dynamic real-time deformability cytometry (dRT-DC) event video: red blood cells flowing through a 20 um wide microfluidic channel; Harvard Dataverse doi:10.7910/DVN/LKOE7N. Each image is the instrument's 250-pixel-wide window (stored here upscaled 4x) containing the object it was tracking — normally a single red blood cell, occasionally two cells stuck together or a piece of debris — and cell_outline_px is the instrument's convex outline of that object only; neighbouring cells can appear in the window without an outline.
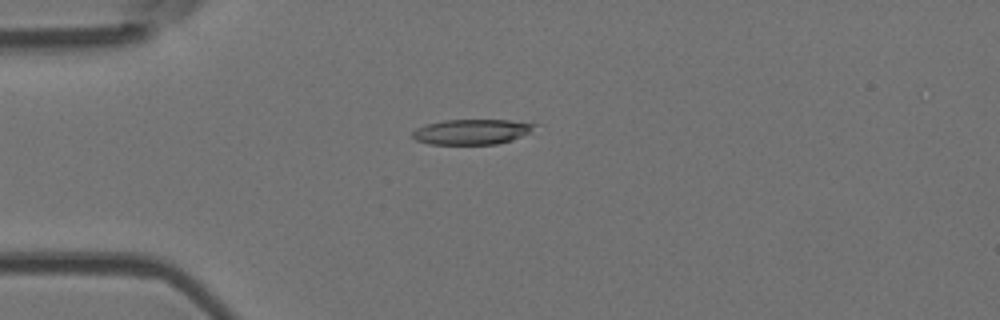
{"species": "Egyptian fruit bat (a non-hibernating species)", "species_latin": "Rousettus aegyptiacus", "temperature_condition": "room temperature", "stored_images_in_passage": 29, "camera_frame_rate_fps": 3000, "um_per_image_px": 0.085, "animal": {"sex": "female"}, "frame": {"image": 1, "passage_image": 13, "time_ms": 4.0, "image_size_px": [1000, 320], "cell_outline_px": [[536, 124], [528, 132], [512, 140], [496, 144], [428, 144], [416, 140], [412, 136], [412, 132], [416, 128], [428, 124], [444, 120], [508, 120]], "centroid_in_image_um": [40.04, 11.21], "position_along_channel_um": 45.0, "area_um2": 17.63}}
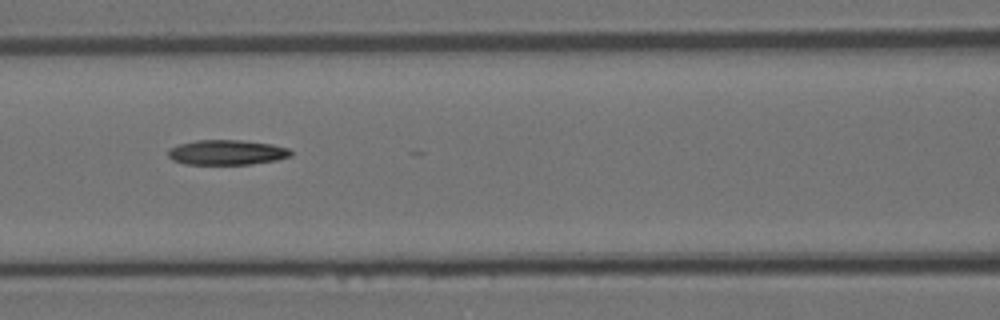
{"frame": {"image": 2, "passage_image": 22, "time_ms": 7.0, "image_size_px": [1000, 320], "cell_outline_px": [[292, 156], [276, 160], [252, 164], [184, 164], [172, 160], [168, 156], [168, 148], [180, 144], [196, 140], [240, 140], [272, 144], [288, 148], [292, 152]], "centroid_in_image_um": [19.27, 12.95], "position_along_channel_um": 147.3, "area_um2": 17.92}}
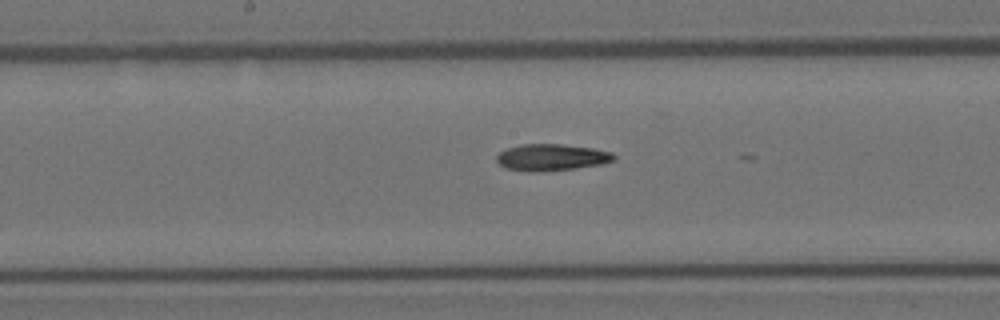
{"frame": {"image": 3, "passage_image": 26, "time_ms": 8.333, "image_size_px": [1000, 320], "cell_outline_px": [[616, 156], [612, 160], [600, 164], [576, 168], [540, 172], [528, 172], [504, 168], [496, 160], [496, 156], [500, 152], [508, 148], [524, 144], [560, 144], [592, 148], [612, 152]], "centroid_in_image_um": [46.84, 13.38], "position_along_channel_um": 201.4, "area_um2": 18.15}}